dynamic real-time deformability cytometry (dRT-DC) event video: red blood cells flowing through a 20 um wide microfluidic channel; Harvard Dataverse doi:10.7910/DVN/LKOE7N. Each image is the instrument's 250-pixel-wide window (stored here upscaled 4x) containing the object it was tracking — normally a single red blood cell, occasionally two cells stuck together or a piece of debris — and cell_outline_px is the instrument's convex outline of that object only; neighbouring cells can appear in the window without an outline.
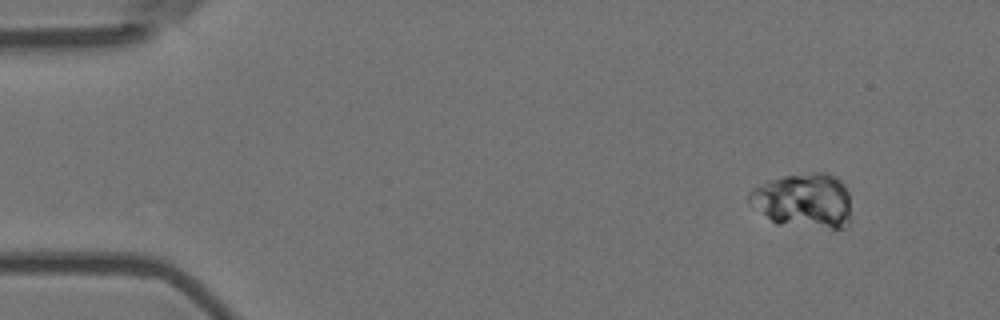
{"species": "Egyptian fruit bat (a non-hibernating species)", "species_latin": "Rousettus aegyptiacus", "temperature_condition": "room temperature", "stored_images_in_passage": 6, "camera_frame_rate_fps": 3000, "um_per_image_px": 0.085, "animal": {"sex": "female"}, "frame": {"image": 1, "passage_image": 2, "time_ms": 0.333, "image_size_px": [1000, 320], "cell_outline_px": [[848, 224], [844, 228], [832, 228], [776, 224], [748, 200], [748, 192], [752, 188], [768, 180], [784, 176], [816, 172], [828, 172], [836, 176], [844, 184], [848, 192]], "centroid_in_image_um": [68.3, 17.03], "position_along_channel_um": 16.7, "area_um2": 32.25}}